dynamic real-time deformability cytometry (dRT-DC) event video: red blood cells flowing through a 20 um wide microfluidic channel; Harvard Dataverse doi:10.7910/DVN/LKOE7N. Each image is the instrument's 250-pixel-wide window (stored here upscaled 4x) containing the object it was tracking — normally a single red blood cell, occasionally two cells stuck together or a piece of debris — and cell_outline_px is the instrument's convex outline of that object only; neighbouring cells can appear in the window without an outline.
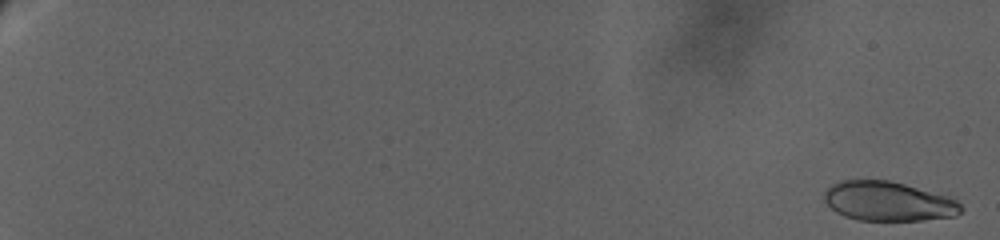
{"species": "human", "species_latin": "Homo sapiens", "temperature_condition": "warm", "stored_images_in_passage": 41, "camera_frame_rate_fps": 3000, "um_per_image_px": 0.085, "donor": {"sex": "female"}, "frame": {"image": 1, "passage_image": 1, "time_ms": 0.0, "image_size_px": [1000, 240], "cell_outline_px": [[964, 208], [956, 216], [924, 220], [856, 220], [844, 216], [836, 212], [824, 200], [824, 192], [832, 184], [840, 180], [888, 180], [904, 184], [948, 196], [956, 200]], "centroid_in_image_um": [75.5, 17.11], "position_along_channel_um": 9.5, "area_um2": 31.39}}
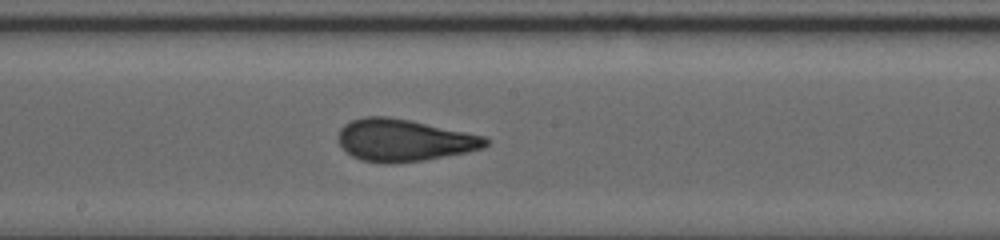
{"frame": {"image": 2, "passage_image": 23, "time_ms": 15.333, "image_size_px": [1000, 240], "cell_outline_px": [[492, 140], [484, 148], [468, 152], [424, 160], [388, 164], [384, 164], [360, 160], [352, 156], [340, 144], [340, 128], [344, 124], [352, 120], [364, 116], [388, 116], [408, 120], [484, 136]], "centroid_in_image_um": [34.35, 11.93], "position_along_channel_um": 213.8, "area_um2": 36.01}}
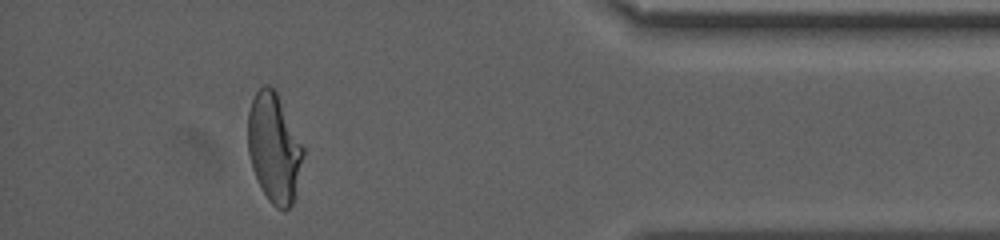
{"frame": {"image": 3, "passage_image": 39, "time_ms": 23.0, "image_size_px": [1000, 240], "cell_outline_px": [[304, 152], [292, 204], [284, 212], [276, 208], [268, 200], [252, 168], [248, 152], [248, 112], [252, 100], [256, 92], [264, 84], [268, 84], [276, 88], [304, 148]], "centroid_in_image_um": [23.29, 12.52], "position_along_channel_um": 411.9, "area_um2": 35.08}, "authors_computed_cell_mechanics": {"area_um2": 35.0846, "velocity_mm_per_s": 2.9658, "shape_relaxation_time_tau1_ms": 8.3101, "shape_relaxation_time_tau2_ms": 0.9143, "deformation_change_tau1": 0.2357, "deformation_change_tau2": 0.0642}}